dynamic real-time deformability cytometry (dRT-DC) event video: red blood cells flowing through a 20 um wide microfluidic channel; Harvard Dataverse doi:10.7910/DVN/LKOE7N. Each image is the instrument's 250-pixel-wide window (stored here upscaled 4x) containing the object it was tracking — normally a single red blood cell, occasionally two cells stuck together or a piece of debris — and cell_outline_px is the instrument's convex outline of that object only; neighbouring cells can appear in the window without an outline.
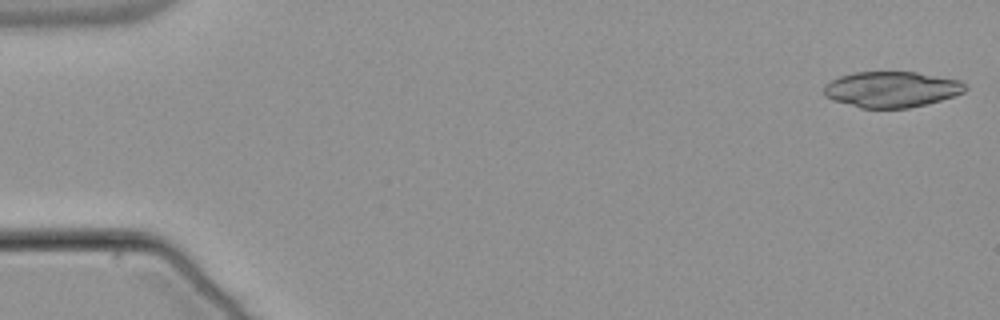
{"species": "common noctule bat (a hibernating species)", "species_latin": "Nyctalus noctula", "temperature_condition": "warm", "stored_images_in_passage": 7, "camera_frame_rate_fps": 3000, "um_per_image_px": 0.085, "animal": {"sex": "male", "body_mass_g": 21.5, "forearm_length_mm": 52.0}, "frame": {"image": 1, "passage_image": 1, "time_ms": 0.0, "image_size_px": [1000, 320], "cell_outline_px": [[968, 88], [964, 92], [940, 100], [908, 108], [860, 108], [832, 100], [824, 96], [824, 84], [840, 76], [856, 72], [916, 72], [960, 80], [968, 84]], "centroid_in_image_um": [75.78, 7.59], "position_along_channel_um": 9.2, "area_um2": 29.54}}